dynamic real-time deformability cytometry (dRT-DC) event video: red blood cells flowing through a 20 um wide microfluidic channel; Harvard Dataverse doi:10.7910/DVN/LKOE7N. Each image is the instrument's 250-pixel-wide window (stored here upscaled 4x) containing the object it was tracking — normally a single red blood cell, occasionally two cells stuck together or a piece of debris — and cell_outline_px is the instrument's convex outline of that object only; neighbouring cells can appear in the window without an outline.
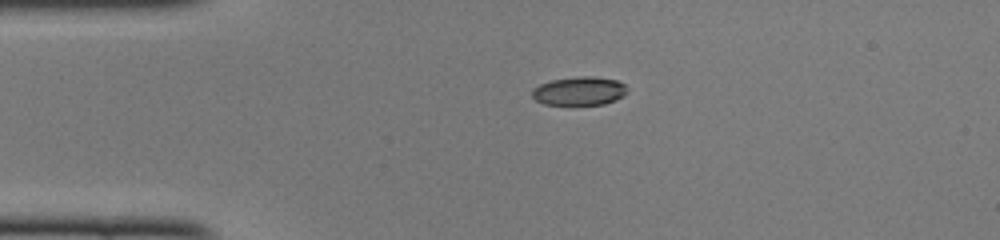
{"species": "common noctule bat (a hibernating species)", "species_latin": "Nyctalus noctula", "temperature_condition": "cold", "stored_images_in_passage": 39, "camera_frame_rate_fps": 3000, "um_per_image_px": 0.085, "animal": {"sex": "female", "body_mass_g": 22.0, "forearm_length_mm": 56.7}, "frame": {"image": 1, "passage_image": 1, "time_ms": 0.0, "image_size_px": [1000, 240], "cell_outline_px": [[628, 92], [624, 96], [616, 100], [604, 104], [544, 104], [536, 100], [532, 96], [532, 88], [540, 84], [552, 80], [576, 76], [592, 76], [616, 80], [624, 84], [628, 88]], "centroid_in_image_um": [49.26, 7.73], "position_along_channel_um": 35.7, "area_um2": 15.9}}
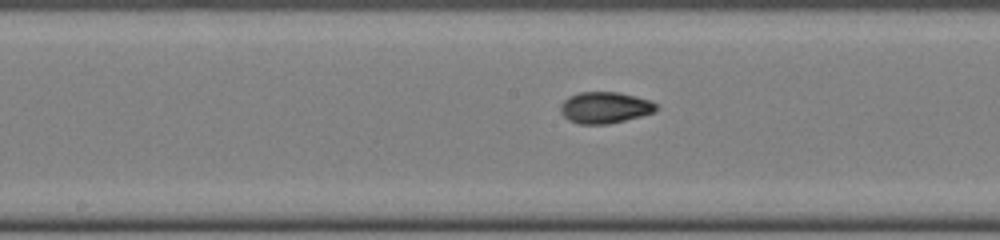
{"frame": {"image": 2, "passage_image": 15, "time_ms": 4.667, "image_size_px": [1000, 240], "cell_outline_px": [[656, 108], [652, 112], [640, 116], [608, 124], [580, 124], [568, 120], [560, 112], [560, 104], [568, 96], [580, 92], [620, 92], [652, 100], [656, 104]], "centroid_in_image_um": [51.38, 9.13], "position_along_channel_um": 196.8, "area_um2": 17.51}}
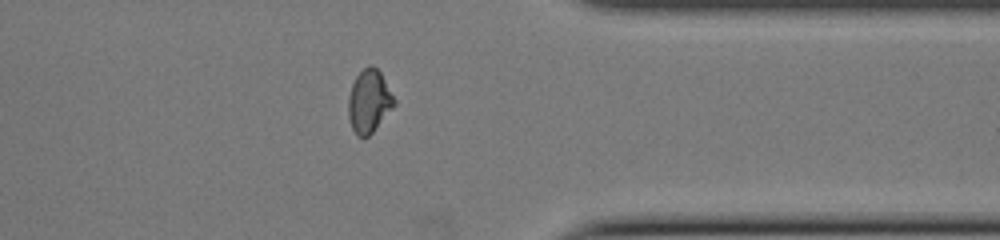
{"frame": {"image": 3, "passage_image": 29, "time_ms": 9.333, "image_size_px": [1000, 240], "cell_outline_px": [[396, 104], [372, 132], [368, 136], [356, 136], [352, 128], [348, 116], [348, 96], [352, 84], [356, 76], [368, 64], [372, 64], [380, 72], [396, 100]], "centroid_in_image_um": [31.36, 8.59], "position_along_channel_um": 380.0, "area_um2": 16.76}, "authors_computed_cell_mechanics": {"area_um2": 16.9354, "velocity_mm_per_s": 4.1275, "shape_relaxation_time_tau1_ms": 6.6486, "shape_relaxation_time_tau2_ms": 1.4272, "deformation_change_tau1": 0.1903, "deformation_change_tau2": 0.0573}}